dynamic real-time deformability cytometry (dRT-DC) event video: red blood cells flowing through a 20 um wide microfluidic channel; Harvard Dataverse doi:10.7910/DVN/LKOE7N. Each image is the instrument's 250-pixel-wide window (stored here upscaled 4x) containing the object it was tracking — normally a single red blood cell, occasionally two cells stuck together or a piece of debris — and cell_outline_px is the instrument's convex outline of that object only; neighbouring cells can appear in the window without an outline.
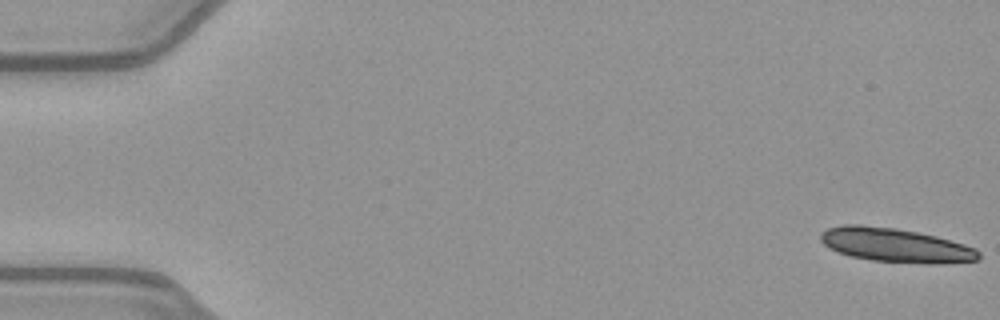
{"species": "common noctule bat (a hibernating species)", "species_latin": "Nyctalus noctula", "temperature_condition": "warm", "stored_images_in_passage": 39, "camera_frame_rate_fps": 3000, "um_per_image_px": 0.085, "animal": {"sex": "female", "body_mass_g": 21.9}, "frame": {"image": 1, "passage_image": 1, "time_ms": 0.0, "image_size_px": [1000, 320], "cell_outline_px": [[980, 260], [936, 264], [928, 264], [872, 260], [852, 256], [828, 248], [820, 240], [820, 232], [828, 228], [844, 224], [860, 224], [896, 228], [936, 236], [964, 244], [976, 248], [980, 252]], "centroid_in_image_um": [76.13, 20.83], "position_along_channel_um": 8.9, "area_um2": 31.39}}
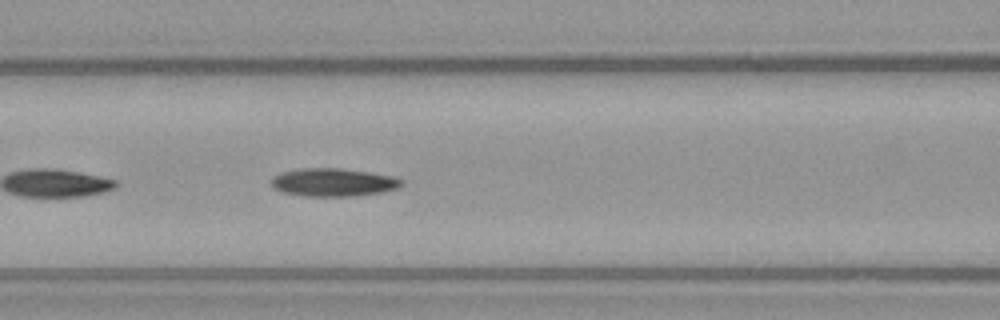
{"frame": {"image": 2, "passage_image": 23, "time_ms": 7.333, "image_size_px": [1000, 320], "cell_outline_px": [[404, 184], [396, 188], [384, 192], [352, 196], [304, 196], [284, 192], [276, 188], [272, 184], [272, 176], [280, 172], [300, 168], [344, 168], [392, 176], [404, 180]], "centroid_in_image_um": [28.35, 15.49], "position_along_channel_um": 138.3, "area_um2": 21.33}}
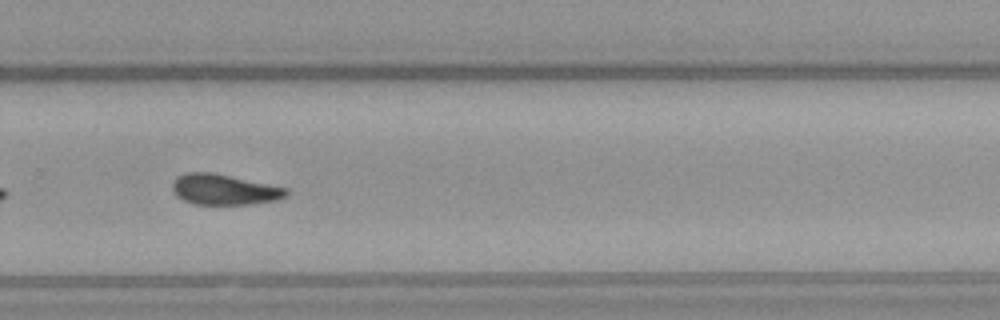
{"frame": {"image": 3, "passage_image": 36, "time_ms": 11.667, "image_size_px": [1000, 320], "cell_outline_px": [[288, 196], [276, 200], [252, 204], [192, 204], [176, 196], [172, 188], [172, 180], [176, 176], [184, 172], [212, 172], [288, 188]], "centroid_in_image_um": [19.02, 16.1], "position_along_channel_um": 310.8, "area_um2": 20.46}}